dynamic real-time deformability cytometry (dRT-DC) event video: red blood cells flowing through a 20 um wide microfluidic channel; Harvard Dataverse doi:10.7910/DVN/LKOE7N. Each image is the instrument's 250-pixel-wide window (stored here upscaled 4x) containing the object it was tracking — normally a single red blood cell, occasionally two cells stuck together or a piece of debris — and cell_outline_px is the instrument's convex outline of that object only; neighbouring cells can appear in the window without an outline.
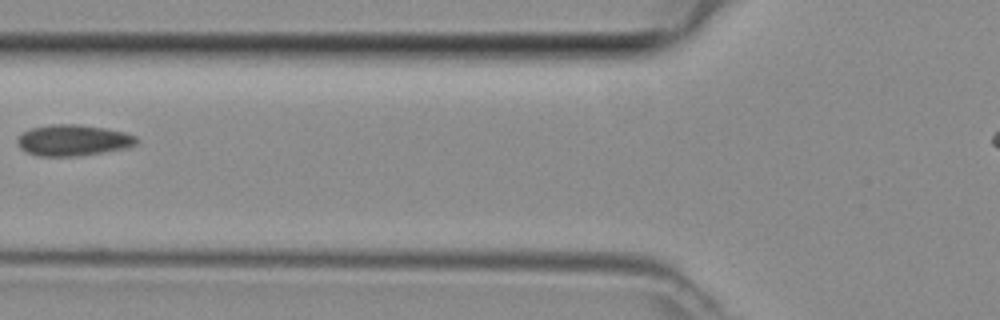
{"species": "common noctule bat (a hibernating species)", "species_latin": "Nyctalus noctula", "temperature_condition": "room temperature", "stored_images_in_passage": 5, "camera_frame_rate_fps": 3000, "um_per_image_px": 0.085, "animal": {"sex": "female", "body_mass_g": 29.2, "forearm_length_mm": 56.3}, "frame": {"image": 1, "passage_image": 5, "time_ms": 1.333, "image_size_px": [1000, 320], "cell_outline_px": [[136, 144], [128, 148], [104, 152], [76, 156], [40, 156], [28, 152], [20, 148], [16, 140], [24, 132], [32, 128], [48, 124], [80, 124], [104, 128], [124, 132], [136, 136]], "centroid_in_image_um": [6.22, 11.92], "position_along_channel_um": 119.6, "area_um2": 21.5}}